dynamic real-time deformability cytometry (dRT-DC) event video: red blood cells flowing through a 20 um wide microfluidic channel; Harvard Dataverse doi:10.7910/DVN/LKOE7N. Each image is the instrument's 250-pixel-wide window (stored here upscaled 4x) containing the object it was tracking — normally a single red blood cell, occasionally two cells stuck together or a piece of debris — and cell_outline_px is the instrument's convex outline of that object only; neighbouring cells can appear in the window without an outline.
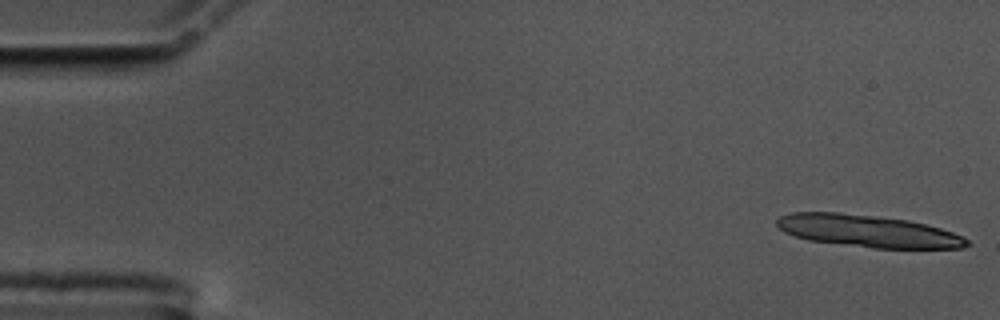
{"species": "common noctule bat (a hibernating species)", "species_latin": "Nyctalus noctula", "temperature_condition": "cold", "stored_images_in_passage": 12, "camera_frame_rate_fps": 3000, "um_per_image_px": 0.085, "animal": {"sex": "male", "body_mass_g": 17.5, "forearm_length_mm": 52.3}, "frame": {"image": 1, "passage_image": 1, "time_ms": 0.0, "image_size_px": [1000, 320], "cell_outline_px": [[972, 244], [960, 248], [872, 248], [808, 240], [784, 232], [776, 224], [776, 220], [780, 216], [792, 212], [840, 212], [908, 220], [940, 228], [952, 232], [968, 240]], "centroid_in_image_um": [73.74, 19.64], "position_along_channel_um": 11.3, "area_um2": 35.43}}